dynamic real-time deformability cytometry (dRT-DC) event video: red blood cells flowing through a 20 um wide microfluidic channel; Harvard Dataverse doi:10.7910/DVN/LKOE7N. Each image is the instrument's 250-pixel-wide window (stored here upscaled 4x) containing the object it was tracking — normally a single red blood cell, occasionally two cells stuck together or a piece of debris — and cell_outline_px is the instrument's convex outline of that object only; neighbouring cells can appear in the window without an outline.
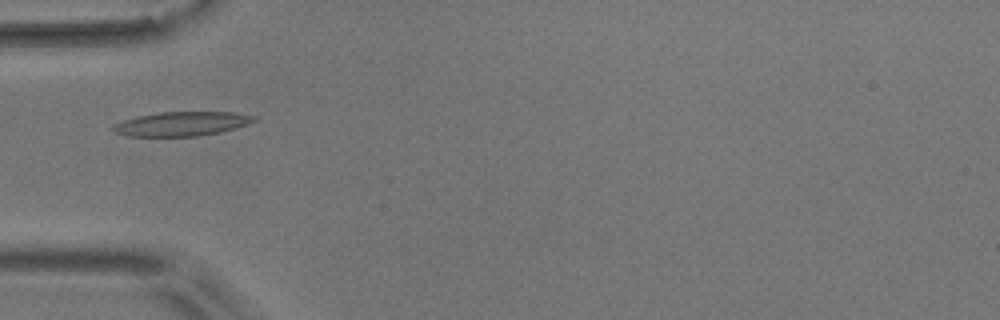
{"species": "common noctule bat (a hibernating species)", "species_latin": "Nyctalus noctula", "temperature_condition": "room temperature", "stored_images_in_passage": 10, "camera_frame_rate_fps": 3000, "um_per_image_px": 0.085, "animal": {"sex": "male", "body_mass_g": 17.9}, "frame": {"image": 1, "passage_image": 4, "time_ms": 3.667, "image_size_px": [1000, 320], "cell_outline_px": [[260, 120], [236, 128], [220, 132], [196, 136], [128, 136], [116, 132], [112, 128], [112, 124], [136, 116], [160, 112], [232, 112], [256, 116]], "centroid_in_image_um": [15.48, 10.52], "position_along_channel_um": 69.5, "area_um2": 19.94}}
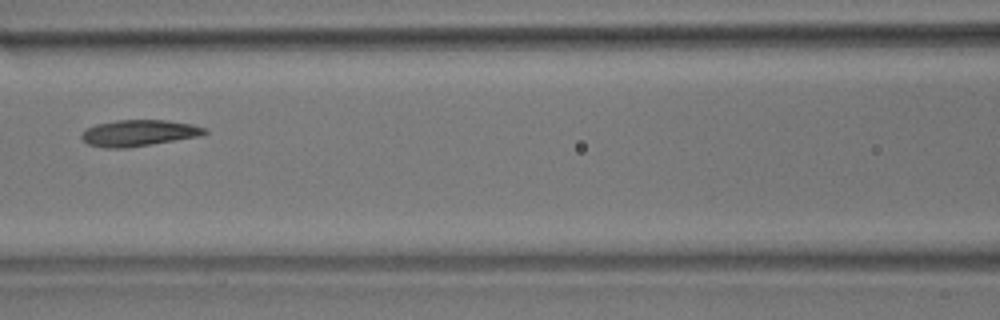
{"frame": {"image": 2, "passage_image": 6, "time_ms": 6.0, "image_size_px": [1000, 320], "cell_outline_px": [[208, 132], [200, 136], [152, 144], [124, 148], [104, 148], [88, 144], [80, 136], [88, 128], [96, 124], [116, 120], [164, 120], [192, 124], [204, 128]], "centroid_in_image_um": [11.79, 11.3], "position_along_channel_um": 154.8, "area_um2": 18.67}}
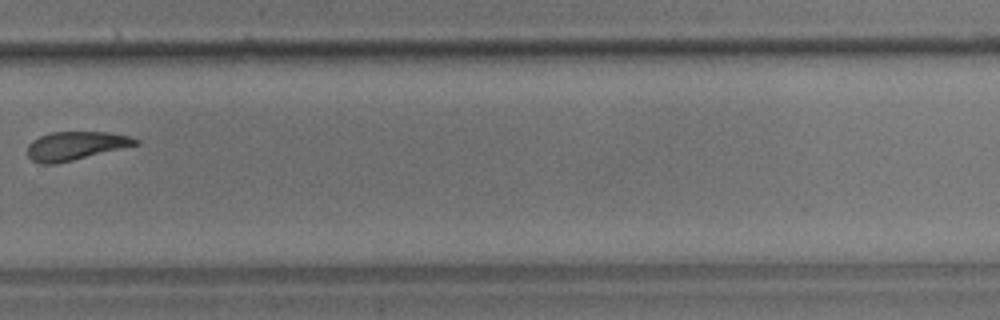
{"frame": {"image": 3, "passage_image": 10, "time_ms": 10.667, "image_size_px": [1000, 320], "cell_outline_px": [[140, 144], [56, 164], [40, 164], [32, 160], [28, 156], [28, 144], [32, 140], [40, 136], [52, 132], [108, 132], [128, 136], [140, 140]], "centroid_in_image_um": [6.42, 12.39], "position_along_channel_um": 323.4, "area_um2": 17.92}}